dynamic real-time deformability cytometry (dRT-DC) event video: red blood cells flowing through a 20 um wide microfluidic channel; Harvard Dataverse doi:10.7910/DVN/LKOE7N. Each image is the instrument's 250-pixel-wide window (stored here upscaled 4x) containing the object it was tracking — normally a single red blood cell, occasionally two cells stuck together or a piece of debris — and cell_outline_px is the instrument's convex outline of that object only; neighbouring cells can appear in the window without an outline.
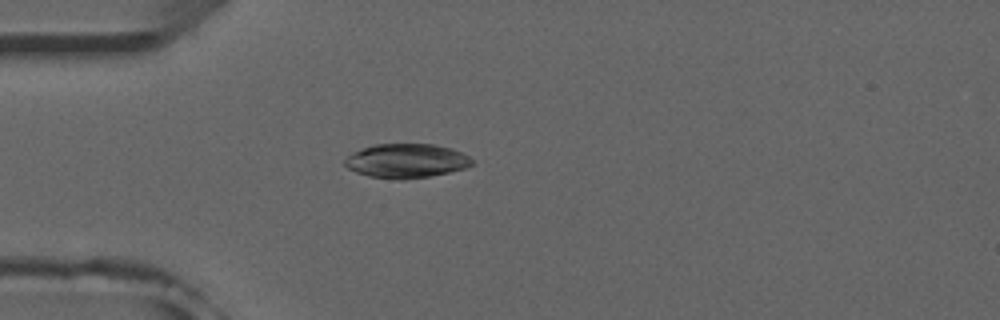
{"species": "common noctule bat (a hibernating species)", "species_latin": "Nyctalus noctula", "temperature_condition": "room temperature", "stored_images_in_passage": 48, "camera_frame_rate_fps": 3000, "um_per_image_px": 0.085, "animal": {"sex": "male", "forearm_length_mm": 52.5}, "frame": {"image": 1, "passage_image": 11, "time_ms": 3.333, "image_size_px": [1000, 320], "cell_outline_px": [[472, 164], [464, 168], [448, 172], [428, 176], [404, 180], [396, 180], [368, 176], [356, 172], [348, 168], [344, 164], [344, 160], [352, 152], [376, 144], [432, 144], [452, 148], [468, 156], [472, 160]], "centroid_in_image_um": [34.51, 13.67], "position_along_channel_um": 50.5, "area_um2": 25.2}}
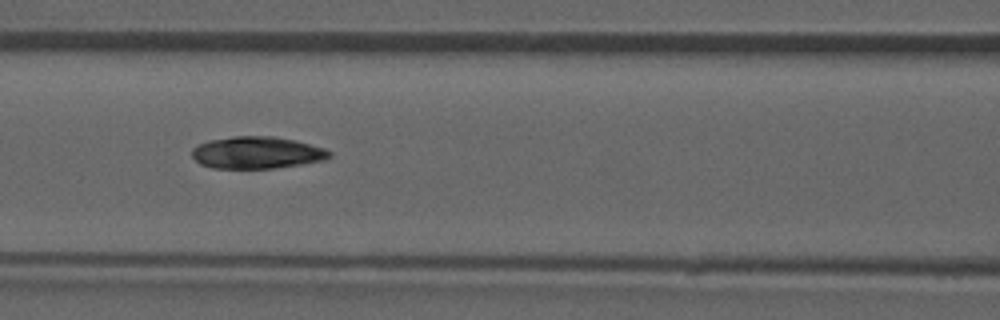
{"frame": {"image": 2, "passage_image": 19, "time_ms": 6.0, "image_size_px": [1000, 320], "cell_outline_px": [[332, 156], [324, 160], [300, 164], [272, 168], [212, 168], [200, 164], [192, 156], [192, 148], [208, 140], [232, 136], [272, 136], [296, 140], [324, 148], [332, 152]], "centroid_in_image_um": [21.83, 12.96], "position_along_channel_um": 144.8, "area_um2": 25.66}}
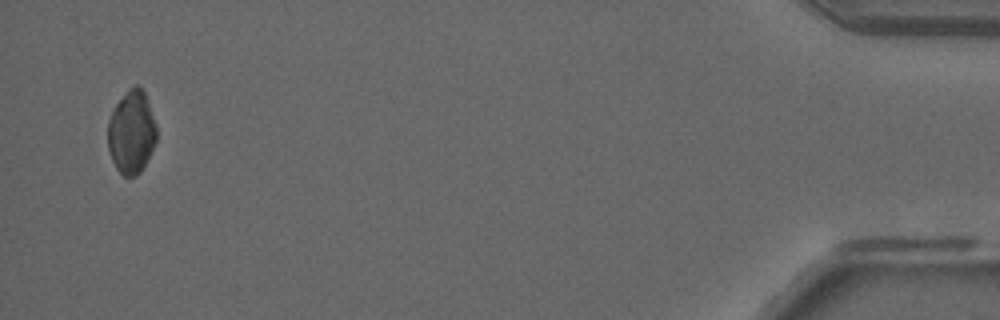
{"frame": {"image": 3, "passage_image": 47, "time_ms": 15.333, "image_size_px": [1000, 320], "cell_outline_px": [[156, 140], [140, 172], [136, 176], [124, 176], [116, 168], [112, 160], [108, 148], [108, 120], [116, 104], [128, 88], [136, 84], [144, 92], [156, 124]], "centroid_in_image_um": [11.16, 11.22], "position_along_channel_um": 424.0, "area_um2": 23.24}, "authors_computed_cell_mechanics": {"area_um2": 25.6054, "velocity_mm_per_s": 3.9243, "shape_relaxation_time_tau1_ms": 4.6975, "shape_relaxation_time_tau2_ms": 2.981, "deformation_change_tau1": 0.1409, "deformation_change_tau2": 0.0715}}